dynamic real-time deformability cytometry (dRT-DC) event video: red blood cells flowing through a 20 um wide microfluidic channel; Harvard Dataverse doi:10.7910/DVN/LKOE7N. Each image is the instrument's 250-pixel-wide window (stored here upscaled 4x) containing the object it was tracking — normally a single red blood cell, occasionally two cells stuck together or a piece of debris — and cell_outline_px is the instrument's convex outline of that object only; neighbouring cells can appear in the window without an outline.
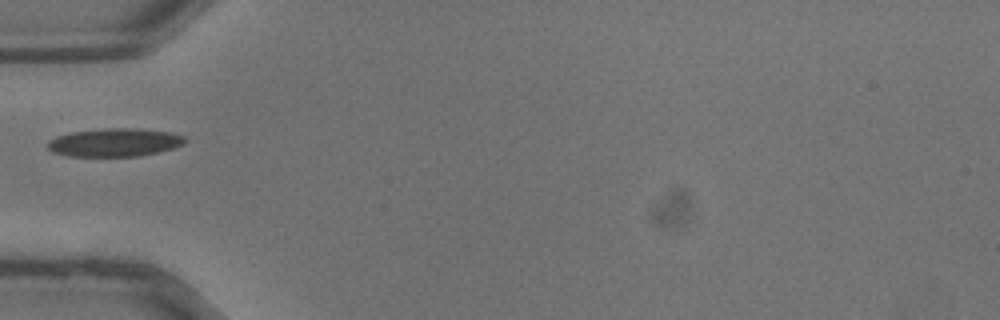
{"species": "common noctule bat (a hibernating species)", "species_latin": "Nyctalus noctula", "temperature_condition": "warm", "stored_images_in_passage": 25, "camera_frame_rate_fps": 3000, "um_per_image_px": 0.085, "animal": {"sex": "male", "body_mass_g": 13.3}, "frame": {"image": 1, "passage_image": 1, "time_ms": 0.0, "image_size_px": [1000, 320], "cell_outline_px": [[188, 140], [184, 144], [160, 152], [140, 156], [68, 156], [52, 152], [48, 148], [48, 140], [56, 136], [72, 132], [104, 128], [136, 128], [172, 132], [184, 136]], "centroid_in_image_um": [9.77, 12.1], "position_along_channel_um": 75.2, "area_um2": 22.77}}
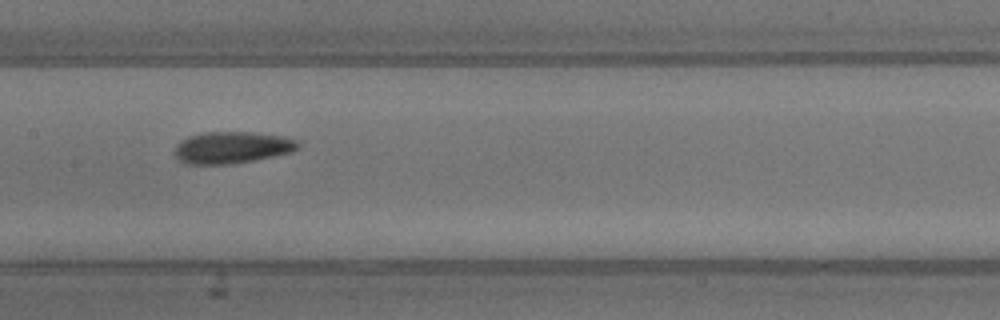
{"frame": {"image": 2, "passage_image": 7, "time_ms": 2.0, "image_size_px": [1000, 320], "cell_outline_px": [[300, 144], [292, 152], [252, 160], [228, 164], [188, 164], [176, 160], [172, 152], [176, 144], [188, 136], [204, 132], [252, 132], [284, 136], [300, 140]], "centroid_in_image_um": [19.67, 12.53], "position_along_channel_um": 187.7, "area_um2": 23.06}}
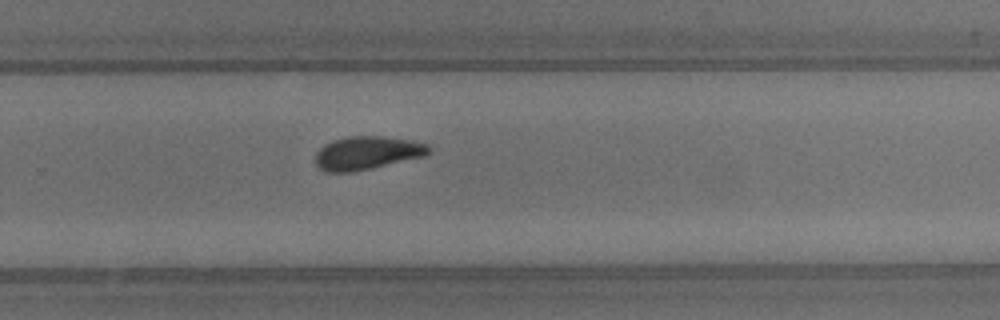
{"frame": {"image": 3, "passage_image": 13, "time_ms": 4.0, "image_size_px": [1000, 320], "cell_outline_px": [[432, 152], [428, 156], [372, 168], [352, 172], [328, 172], [320, 168], [316, 164], [316, 152], [324, 144], [332, 140], [348, 136], [384, 136], [408, 140], [428, 144], [432, 148]], "centroid_in_image_um": [31.25, 13.0], "position_along_channel_um": 298.5, "area_um2": 22.25}}